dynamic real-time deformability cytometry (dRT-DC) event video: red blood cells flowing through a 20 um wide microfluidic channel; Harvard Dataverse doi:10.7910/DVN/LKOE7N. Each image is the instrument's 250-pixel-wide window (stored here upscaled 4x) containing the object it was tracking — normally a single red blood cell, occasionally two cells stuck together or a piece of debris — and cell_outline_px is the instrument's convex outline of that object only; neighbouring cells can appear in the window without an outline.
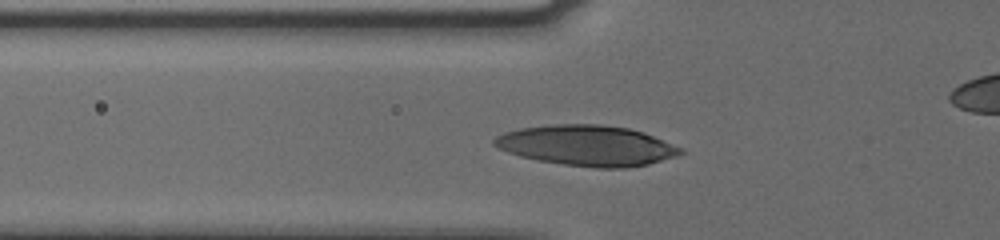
{"species": "human", "species_latin": "Homo sapiens", "temperature_condition": "cold", "stored_images_in_passage": 29, "camera_frame_rate_fps": 3000, "um_per_image_px": 0.085, "donor": {"sex": "male"}, "frame": {"image": 1, "passage_image": 2, "time_ms": 0.333, "image_size_px": [1000, 240], "cell_outline_px": [[684, 152], [676, 156], [648, 164], [624, 168], [596, 168], [564, 164], [536, 160], [520, 156], [508, 152], [492, 144], [492, 140], [496, 136], [504, 132], [520, 128], [548, 124], [600, 124], [628, 128], [644, 132], [684, 148]], "centroid_in_image_um": [49.89, 12.36], "position_along_channel_um": 75.9, "area_um2": 44.1}}
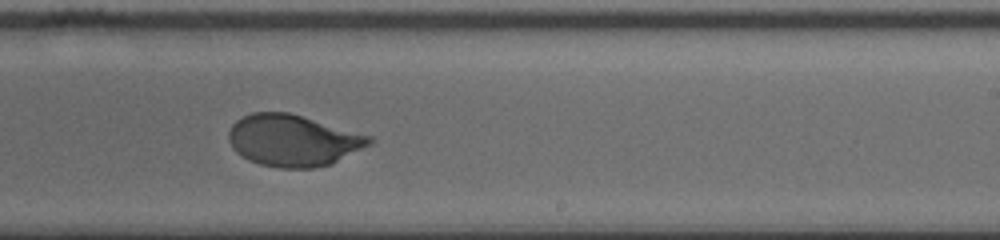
{"frame": {"image": 2, "passage_image": 17, "time_ms": 5.333, "image_size_px": [1000, 240], "cell_outline_px": [[376, 140], [372, 144], [332, 164], [312, 168], [280, 168], [260, 164], [248, 160], [236, 152], [232, 148], [228, 140], [228, 132], [232, 124], [236, 120], [252, 112], [288, 112], [372, 136]], "centroid_in_image_um": [24.92, 11.94], "position_along_channel_um": 264.1, "area_um2": 42.48}}
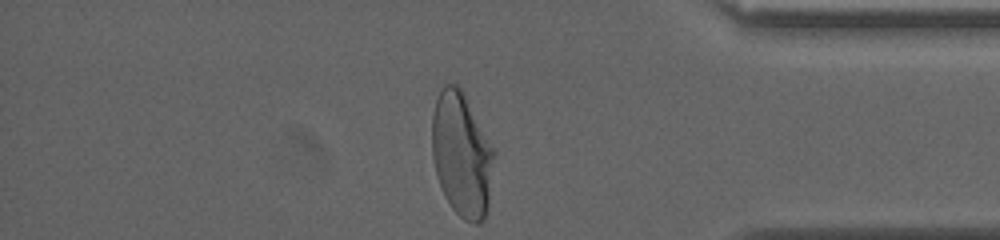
{"frame": {"image": 3, "passage_image": 29, "time_ms": 9.333, "image_size_px": [1000, 240], "cell_outline_px": [[496, 152], [488, 208], [484, 220], [480, 224], [472, 224], [464, 220], [452, 208], [444, 196], [436, 172], [432, 156], [432, 116], [436, 100], [444, 84], [456, 84], [460, 88]], "centroid_in_image_um": [39.26, 13.2], "position_along_channel_um": 395.9, "area_um2": 44.97}, "authors_computed_cell_mechanics": {"area_um2": 42.483, "velocity_mm_per_s": 3.7652, "shape_relaxation_time_tau1_ms": 3.5265, "shape_relaxation_time_tau2_ms": null, "deformation_change_tau1": 0.1649, "deformation_change_tau2": null}}